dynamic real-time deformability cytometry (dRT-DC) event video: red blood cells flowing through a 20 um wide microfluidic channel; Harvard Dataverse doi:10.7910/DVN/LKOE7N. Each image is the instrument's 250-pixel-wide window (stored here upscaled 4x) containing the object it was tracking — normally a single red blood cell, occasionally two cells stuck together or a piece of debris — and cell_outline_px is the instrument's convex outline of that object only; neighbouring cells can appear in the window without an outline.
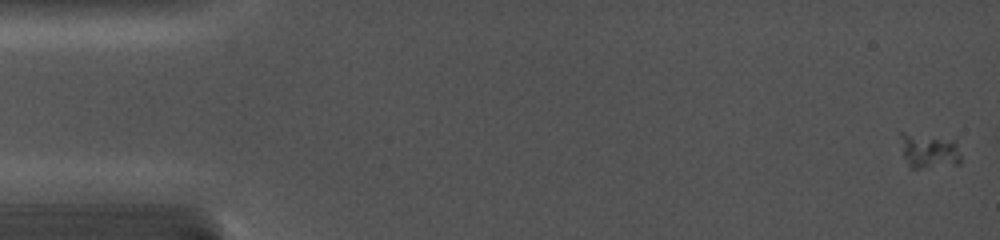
{"species": "common noctule bat (a hibernating species)", "species_latin": "Nyctalus noctula", "temperature_condition": "cold", "stored_images_in_passage": 39, "camera_frame_rate_fps": 5000, "um_per_image_px": 0.085, "animal": {"sex": "female", "body_mass_g": 19.0, "forearm_length_mm": 56.7}, "frame": {"image": 1, "passage_image": 1, "time_ms": 0.0, "image_size_px": [1000, 240], "cell_outline_px": [[960, 164], [916, 168], [912, 168], [908, 164], [904, 156], [900, 136], [900, 132], [904, 132], [956, 140], [960, 156]], "centroid_in_image_um": [78.97, 12.81], "position_along_channel_um": 6.0, "area_um2": 12.08}}
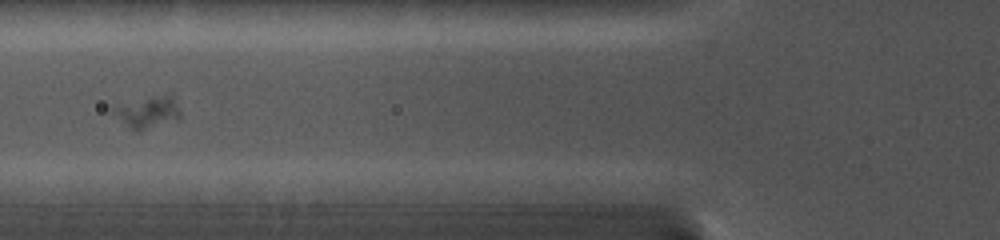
{"frame": {"image": 2, "passage_image": 16, "time_ms": 6.4, "image_size_px": [1000, 240], "cell_outline_px": [[180, 120], [136, 132], [112, 112], [108, 104], [172, 92], [180, 112]], "centroid_in_image_um": [12.54, 9.47], "position_along_channel_um": 113.3, "area_um2": 13.12}}
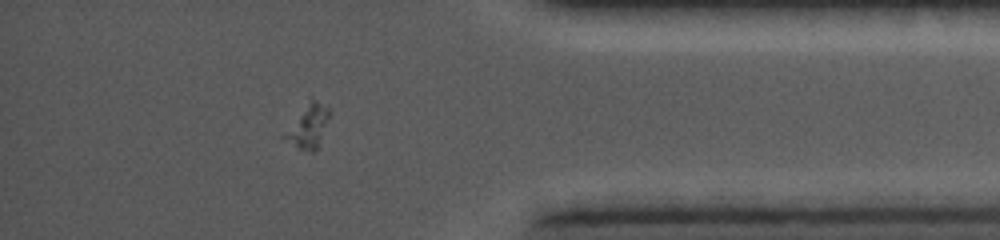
{"frame": {"image": 3, "passage_image": 34, "time_ms": 14.2, "image_size_px": [1000, 240], "cell_outline_px": [[332, 112], [316, 148], [312, 152], [300, 148], [280, 136], [312, 96], [332, 108]], "centroid_in_image_um": [26.23, 10.64], "position_along_channel_um": 409.0, "area_um2": 11.33}}